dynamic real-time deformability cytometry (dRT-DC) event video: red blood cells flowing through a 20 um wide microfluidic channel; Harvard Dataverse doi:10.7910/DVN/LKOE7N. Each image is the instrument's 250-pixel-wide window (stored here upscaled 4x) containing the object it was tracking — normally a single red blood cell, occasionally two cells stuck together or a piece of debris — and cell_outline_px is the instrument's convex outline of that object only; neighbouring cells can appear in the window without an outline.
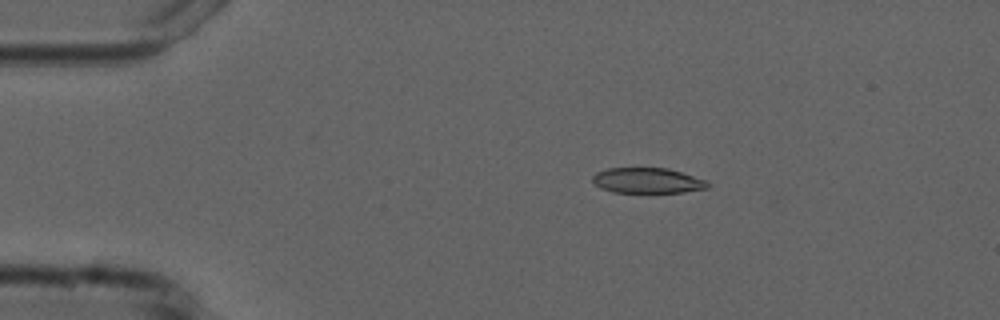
{"species": "common noctule bat (a hibernating species)", "species_latin": "Nyctalus noctula", "temperature_condition": "cold", "stored_images_in_passage": 5, "camera_frame_rate_fps": 3000, "um_per_image_px": 0.085, "animal": {"sex": "male", "forearm_length_mm": 52.5}, "frame": {"image": 1, "passage_image": 3, "time_ms": 2.333, "image_size_px": [1000, 320], "cell_outline_px": [[712, 184], [708, 188], [684, 192], [612, 192], [600, 188], [592, 180], [592, 176], [596, 172], [608, 168], [668, 168], [708, 180]], "centroid_in_image_um": [55.07, 15.34], "position_along_channel_um": 29.9, "area_um2": 17.17}}
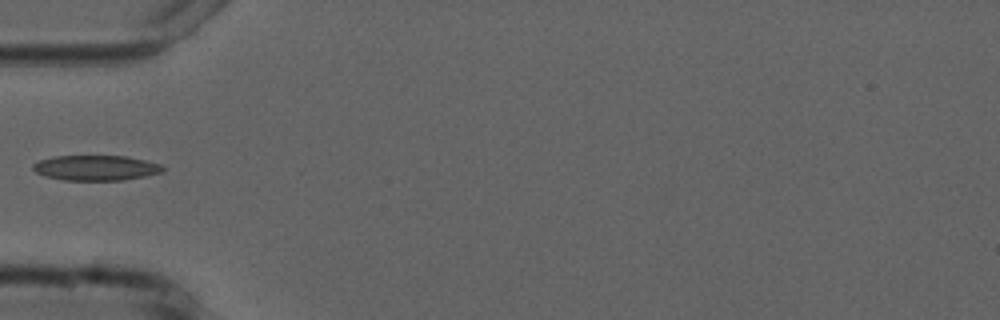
{"frame": {"image": 2, "passage_image": 5, "time_ms": 5.0, "image_size_px": [1000, 320], "cell_outline_px": [[164, 172], [124, 180], [64, 180], [44, 176], [36, 172], [32, 168], [32, 164], [40, 160], [52, 156], [128, 156], [160, 164], [164, 168]], "centroid_in_image_um": [8.14, 14.26], "position_along_channel_um": 76.9, "area_um2": 19.07}}